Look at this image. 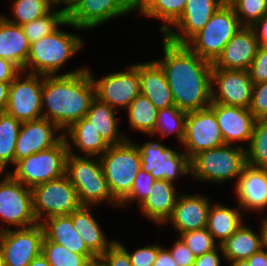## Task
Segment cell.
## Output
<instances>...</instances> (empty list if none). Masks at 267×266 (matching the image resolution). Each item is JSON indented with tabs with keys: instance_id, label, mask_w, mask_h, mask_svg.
Listing matches in <instances>:
<instances>
[{
	"instance_id": "obj_12",
	"label": "cell",
	"mask_w": 267,
	"mask_h": 266,
	"mask_svg": "<svg viewBox=\"0 0 267 266\" xmlns=\"http://www.w3.org/2000/svg\"><path fill=\"white\" fill-rule=\"evenodd\" d=\"M44 230L40 223L30 227L4 230L0 266H28L42 253Z\"/></svg>"
},
{
	"instance_id": "obj_58",
	"label": "cell",
	"mask_w": 267,
	"mask_h": 266,
	"mask_svg": "<svg viewBox=\"0 0 267 266\" xmlns=\"http://www.w3.org/2000/svg\"><path fill=\"white\" fill-rule=\"evenodd\" d=\"M28 266H51L46 257L41 253L37 257H35L29 264Z\"/></svg>"
},
{
	"instance_id": "obj_43",
	"label": "cell",
	"mask_w": 267,
	"mask_h": 266,
	"mask_svg": "<svg viewBox=\"0 0 267 266\" xmlns=\"http://www.w3.org/2000/svg\"><path fill=\"white\" fill-rule=\"evenodd\" d=\"M154 181L155 179L153 178L151 173L140 169L134 179L130 193L120 202V206H126L125 203H127L128 201H130L129 203H133L135 199H137L139 205H141L148 197Z\"/></svg>"
},
{
	"instance_id": "obj_14",
	"label": "cell",
	"mask_w": 267,
	"mask_h": 266,
	"mask_svg": "<svg viewBox=\"0 0 267 266\" xmlns=\"http://www.w3.org/2000/svg\"><path fill=\"white\" fill-rule=\"evenodd\" d=\"M182 144L190 160L200 152L225 144L215 113L209 107L187 112Z\"/></svg>"
},
{
	"instance_id": "obj_46",
	"label": "cell",
	"mask_w": 267,
	"mask_h": 266,
	"mask_svg": "<svg viewBox=\"0 0 267 266\" xmlns=\"http://www.w3.org/2000/svg\"><path fill=\"white\" fill-rule=\"evenodd\" d=\"M248 71L253 84L267 81V47H259Z\"/></svg>"
},
{
	"instance_id": "obj_23",
	"label": "cell",
	"mask_w": 267,
	"mask_h": 266,
	"mask_svg": "<svg viewBox=\"0 0 267 266\" xmlns=\"http://www.w3.org/2000/svg\"><path fill=\"white\" fill-rule=\"evenodd\" d=\"M127 13L117 0H81L67 20L76 29H92Z\"/></svg>"
},
{
	"instance_id": "obj_10",
	"label": "cell",
	"mask_w": 267,
	"mask_h": 266,
	"mask_svg": "<svg viewBox=\"0 0 267 266\" xmlns=\"http://www.w3.org/2000/svg\"><path fill=\"white\" fill-rule=\"evenodd\" d=\"M0 217L7 225L18 228L38 223L33 212L32 189L15 180L9 173L0 182Z\"/></svg>"
},
{
	"instance_id": "obj_41",
	"label": "cell",
	"mask_w": 267,
	"mask_h": 266,
	"mask_svg": "<svg viewBox=\"0 0 267 266\" xmlns=\"http://www.w3.org/2000/svg\"><path fill=\"white\" fill-rule=\"evenodd\" d=\"M228 3L233 7L242 26L251 27L267 13V0H230Z\"/></svg>"
},
{
	"instance_id": "obj_52",
	"label": "cell",
	"mask_w": 267,
	"mask_h": 266,
	"mask_svg": "<svg viewBox=\"0 0 267 266\" xmlns=\"http://www.w3.org/2000/svg\"><path fill=\"white\" fill-rule=\"evenodd\" d=\"M153 266H178V264L173 260L168 249L161 248Z\"/></svg>"
},
{
	"instance_id": "obj_28",
	"label": "cell",
	"mask_w": 267,
	"mask_h": 266,
	"mask_svg": "<svg viewBox=\"0 0 267 266\" xmlns=\"http://www.w3.org/2000/svg\"><path fill=\"white\" fill-rule=\"evenodd\" d=\"M90 211L89 206H81L69 216L72 218L73 226L81 235L87 248L95 256H102L114 241L108 243L99 223L93 218Z\"/></svg>"
},
{
	"instance_id": "obj_8",
	"label": "cell",
	"mask_w": 267,
	"mask_h": 266,
	"mask_svg": "<svg viewBox=\"0 0 267 266\" xmlns=\"http://www.w3.org/2000/svg\"><path fill=\"white\" fill-rule=\"evenodd\" d=\"M67 140L64 136L53 147L17 161L14 173L9 174L30 189L63 176L68 154Z\"/></svg>"
},
{
	"instance_id": "obj_16",
	"label": "cell",
	"mask_w": 267,
	"mask_h": 266,
	"mask_svg": "<svg viewBox=\"0 0 267 266\" xmlns=\"http://www.w3.org/2000/svg\"><path fill=\"white\" fill-rule=\"evenodd\" d=\"M214 85H217L219 93L213 89ZM253 85L247 70L213 68L211 103L249 108Z\"/></svg>"
},
{
	"instance_id": "obj_9",
	"label": "cell",
	"mask_w": 267,
	"mask_h": 266,
	"mask_svg": "<svg viewBox=\"0 0 267 266\" xmlns=\"http://www.w3.org/2000/svg\"><path fill=\"white\" fill-rule=\"evenodd\" d=\"M32 193L33 212L38 223L48 217L70 215L82 206L77 190L66 174L35 186ZM43 213L45 217H42Z\"/></svg>"
},
{
	"instance_id": "obj_45",
	"label": "cell",
	"mask_w": 267,
	"mask_h": 266,
	"mask_svg": "<svg viewBox=\"0 0 267 266\" xmlns=\"http://www.w3.org/2000/svg\"><path fill=\"white\" fill-rule=\"evenodd\" d=\"M117 243L128 253L132 266H153L158 257V251L162 248L159 245H148L129 253L121 243L118 241Z\"/></svg>"
},
{
	"instance_id": "obj_47",
	"label": "cell",
	"mask_w": 267,
	"mask_h": 266,
	"mask_svg": "<svg viewBox=\"0 0 267 266\" xmlns=\"http://www.w3.org/2000/svg\"><path fill=\"white\" fill-rule=\"evenodd\" d=\"M108 266H132L128 253L116 242L103 253Z\"/></svg>"
},
{
	"instance_id": "obj_6",
	"label": "cell",
	"mask_w": 267,
	"mask_h": 266,
	"mask_svg": "<svg viewBox=\"0 0 267 266\" xmlns=\"http://www.w3.org/2000/svg\"><path fill=\"white\" fill-rule=\"evenodd\" d=\"M241 27L233 7L225 2L185 45L202 59L213 63Z\"/></svg>"
},
{
	"instance_id": "obj_17",
	"label": "cell",
	"mask_w": 267,
	"mask_h": 266,
	"mask_svg": "<svg viewBox=\"0 0 267 266\" xmlns=\"http://www.w3.org/2000/svg\"><path fill=\"white\" fill-rule=\"evenodd\" d=\"M224 0H187L182 16L173 24L179 32L169 28L162 36L175 44H186L204 28Z\"/></svg>"
},
{
	"instance_id": "obj_53",
	"label": "cell",
	"mask_w": 267,
	"mask_h": 266,
	"mask_svg": "<svg viewBox=\"0 0 267 266\" xmlns=\"http://www.w3.org/2000/svg\"><path fill=\"white\" fill-rule=\"evenodd\" d=\"M81 0H50L51 7L54 5H59L60 3L65 4L66 7L60 9L59 11L62 12L66 17H68L79 5Z\"/></svg>"
},
{
	"instance_id": "obj_44",
	"label": "cell",
	"mask_w": 267,
	"mask_h": 266,
	"mask_svg": "<svg viewBox=\"0 0 267 266\" xmlns=\"http://www.w3.org/2000/svg\"><path fill=\"white\" fill-rule=\"evenodd\" d=\"M248 109L256 119H267V81L253 85Z\"/></svg>"
},
{
	"instance_id": "obj_29",
	"label": "cell",
	"mask_w": 267,
	"mask_h": 266,
	"mask_svg": "<svg viewBox=\"0 0 267 266\" xmlns=\"http://www.w3.org/2000/svg\"><path fill=\"white\" fill-rule=\"evenodd\" d=\"M115 110L95 97L91 102L90 109L85 115V118L91 123V126L101 134L109 146L122 143L128 139V137H124L118 132Z\"/></svg>"
},
{
	"instance_id": "obj_15",
	"label": "cell",
	"mask_w": 267,
	"mask_h": 266,
	"mask_svg": "<svg viewBox=\"0 0 267 266\" xmlns=\"http://www.w3.org/2000/svg\"><path fill=\"white\" fill-rule=\"evenodd\" d=\"M95 97L112 108H128L140 94L139 64L128 67L127 71L112 73L95 80Z\"/></svg>"
},
{
	"instance_id": "obj_61",
	"label": "cell",
	"mask_w": 267,
	"mask_h": 266,
	"mask_svg": "<svg viewBox=\"0 0 267 266\" xmlns=\"http://www.w3.org/2000/svg\"><path fill=\"white\" fill-rule=\"evenodd\" d=\"M152 0H139V13L151 2Z\"/></svg>"
},
{
	"instance_id": "obj_51",
	"label": "cell",
	"mask_w": 267,
	"mask_h": 266,
	"mask_svg": "<svg viewBox=\"0 0 267 266\" xmlns=\"http://www.w3.org/2000/svg\"><path fill=\"white\" fill-rule=\"evenodd\" d=\"M251 28L255 33L259 45L267 47V13L264 14L258 21H256Z\"/></svg>"
},
{
	"instance_id": "obj_19",
	"label": "cell",
	"mask_w": 267,
	"mask_h": 266,
	"mask_svg": "<svg viewBox=\"0 0 267 266\" xmlns=\"http://www.w3.org/2000/svg\"><path fill=\"white\" fill-rule=\"evenodd\" d=\"M59 130L46 118L23 122L15 145V163L56 145L64 137L63 134L55 135L54 132Z\"/></svg>"
},
{
	"instance_id": "obj_27",
	"label": "cell",
	"mask_w": 267,
	"mask_h": 266,
	"mask_svg": "<svg viewBox=\"0 0 267 266\" xmlns=\"http://www.w3.org/2000/svg\"><path fill=\"white\" fill-rule=\"evenodd\" d=\"M40 224L43 227L45 238L50 241L66 247L73 253L94 255L74 228L69 215L48 217Z\"/></svg>"
},
{
	"instance_id": "obj_35",
	"label": "cell",
	"mask_w": 267,
	"mask_h": 266,
	"mask_svg": "<svg viewBox=\"0 0 267 266\" xmlns=\"http://www.w3.org/2000/svg\"><path fill=\"white\" fill-rule=\"evenodd\" d=\"M186 3L187 0H152L140 14L166 22L160 26L164 34L182 16Z\"/></svg>"
},
{
	"instance_id": "obj_62",
	"label": "cell",
	"mask_w": 267,
	"mask_h": 266,
	"mask_svg": "<svg viewBox=\"0 0 267 266\" xmlns=\"http://www.w3.org/2000/svg\"><path fill=\"white\" fill-rule=\"evenodd\" d=\"M4 230H6L5 227H1L0 228V256H1V247H2L1 242H2V239H3Z\"/></svg>"
},
{
	"instance_id": "obj_4",
	"label": "cell",
	"mask_w": 267,
	"mask_h": 266,
	"mask_svg": "<svg viewBox=\"0 0 267 266\" xmlns=\"http://www.w3.org/2000/svg\"><path fill=\"white\" fill-rule=\"evenodd\" d=\"M82 46L79 36L57 29L54 33L30 44L26 66L22 71L26 72L32 67L30 73L57 75L64 63Z\"/></svg>"
},
{
	"instance_id": "obj_36",
	"label": "cell",
	"mask_w": 267,
	"mask_h": 266,
	"mask_svg": "<svg viewBox=\"0 0 267 266\" xmlns=\"http://www.w3.org/2000/svg\"><path fill=\"white\" fill-rule=\"evenodd\" d=\"M186 115L187 112L176 105L158 110L155 129L151 135H156L158 132L163 137L175 132V136L183 143Z\"/></svg>"
},
{
	"instance_id": "obj_7",
	"label": "cell",
	"mask_w": 267,
	"mask_h": 266,
	"mask_svg": "<svg viewBox=\"0 0 267 266\" xmlns=\"http://www.w3.org/2000/svg\"><path fill=\"white\" fill-rule=\"evenodd\" d=\"M190 165L192 176L199 181L238 180L246 165V148L224 144L196 154Z\"/></svg>"
},
{
	"instance_id": "obj_60",
	"label": "cell",
	"mask_w": 267,
	"mask_h": 266,
	"mask_svg": "<svg viewBox=\"0 0 267 266\" xmlns=\"http://www.w3.org/2000/svg\"><path fill=\"white\" fill-rule=\"evenodd\" d=\"M230 263V266H250L247 260L232 261Z\"/></svg>"
},
{
	"instance_id": "obj_42",
	"label": "cell",
	"mask_w": 267,
	"mask_h": 266,
	"mask_svg": "<svg viewBox=\"0 0 267 266\" xmlns=\"http://www.w3.org/2000/svg\"><path fill=\"white\" fill-rule=\"evenodd\" d=\"M184 244L194 253L196 257L208 253L218 246L207 228L189 231L178 235Z\"/></svg>"
},
{
	"instance_id": "obj_55",
	"label": "cell",
	"mask_w": 267,
	"mask_h": 266,
	"mask_svg": "<svg viewBox=\"0 0 267 266\" xmlns=\"http://www.w3.org/2000/svg\"><path fill=\"white\" fill-rule=\"evenodd\" d=\"M10 83L0 81V112L5 111L8 104Z\"/></svg>"
},
{
	"instance_id": "obj_57",
	"label": "cell",
	"mask_w": 267,
	"mask_h": 266,
	"mask_svg": "<svg viewBox=\"0 0 267 266\" xmlns=\"http://www.w3.org/2000/svg\"><path fill=\"white\" fill-rule=\"evenodd\" d=\"M260 236L262 249L267 250V217L262 222Z\"/></svg>"
},
{
	"instance_id": "obj_33",
	"label": "cell",
	"mask_w": 267,
	"mask_h": 266,
	"mask_svg": "<svg viewBox=\"0 0 267 266\" xmlns=\"http://www.w3.org/2000/svg\"><path fill=\"white\" fill-rule=\"evenodd\" d=\"M21 125L22 122L5 111L0 112V173L9 163L15 165V145Z\"/></svg>"
},
{
	"instance_id": "obj_50",
	"label": "cell",
	"mask_w": 267,
	"mask_h": 266,
	"mask_svg": "<svg viewBox=\"0 0 267 266\" xmlns=\"http://www.w3.org/2000/svg\"><path fill=\"white\" fill-rule=\"evenodd\" d=\"M222 250L221 245L216 249L204 253L202 256L196 257L194 266H220V255L218 251Z\"/></svg>"
},
{
	"instance_id": "obj_26",
	"label": "cell",
	"mask_w": 267,
	"mask_h": 266,
	"mask_svg": "<svg viewBox=\"0 0 267 266\" xmlns=\"http://www.w3.org/2000/svg\"><path fill=\"white\" fill-rule=\"evenodd\" d=\"M30 43L20 25L0 16V58L13 62L21 71L25 68Z\"/></svg>"
},
{
	"instance_id": "obj_38",
	"label": "cell",
	"mask_w": 267,
	"mask_h": 266,
	"mask_svg": "<svg viewBox=\"0 0 267 266\" xmlns=\"http://www.w3.org/2000/svg\"><path fill=\"white\" fill-rule=\"evenodd\" d=\"M246 149V164L259 168H267V119H256Z\"/></svg>"
},
{
	"instance_id": "obj_18",
	"label": "cell",
	"mask_w": 267,
	"mask_h": 266,
	"mask_svg": "<svg viewBox=\"0 0 267 266\" xmlns=\"http://www.w3.org/2000/svg\"><path fill=\"white\" fill-rule=\"evenodd\" d=\"M259 42L251 27L242 26L212 63L213 68L249 70L259 50Z\"/></svg>"
},
{
	"instance_id": "obj_3",
	"label": "cell",
	"mask_w": 267,
	"mask_h": 266,
	"mask_svg": "<svg viewBox=\"0 0 267 266\" xmlns=\"http://www.w3.org/2000/svg\"><path fill=\"white\" fill-rule=\"evenodd\" d=\"M68 154L66 157L65 174L77 190L82 206L97 205L108 201L114 206L120 203L113 197L103 172L100 158L91 160L90 156H79L71 151V143L67 141Z\"/></svg>"
},
{
	"instance_id": "obj_24",
	"label": "cell",
	"mask_w": 267,
	"mask_h": 266,
	"mask_svg": "<svg viewBox=\"0 0 267 266\" xmlns=\"http://www.w3.org/2000/svg\"><path fill=\"white\" fill-rule=\"evenodd\" d=\"M140 93L158 109L174 106L175 101L165 73L156 61L139 64Z\"/></svg>"
},
{
	"instance_id": "obj_40",
	"label": "cell",
	"mask_w": 267,
	"mask_h": 266,
	"mask_svg": "<svg viewBox=\"0 0 267 266\" xmlns=\"http://www.w3.org/2000/svg\"><path fill=\"white\" fill-rule=\"evenodd\" d=\"M52 11L50 0H13L12 12L14 19L7 21L16 25H23L39 19Z\"/></svg>"
},
{
	"instance_id": "obj_5",
	"label": "cell",
	"mask_w": 267,
	"mask_h": 266,
	"mask_svg": "<svg viewBox=\"0 0 267 266\" xmlns=\"http://www.w3.org/2000/svg\"><path fill=\"white\" fill-rule=\"evenodd\" d=\"M113 197L120 203L131 191L141 169V158L136 144L129 139L109 146L99 157Z\"/></svg>"
},
{
	"instance_id": "obj_30",
	"label": "cell",
	"mask_w": 267,
	"mask_h": 266,
	"mask_svg": "<svg viewBox=\"0 0 267 266\" xmlns=\"http://www.w3.org/2000/svg\"><path fill=\"white\" fill-rule=\"evenodd\" d=\"M220 251L226 260L238 261L247 260L253 254L258 252L261 246V236L253 232V230L243 224L221 244Z\"/></svg>"
},
{
	"instance_id": "obj_22",
	"label": "cell",
	"mask_w": 267,
	"mask_h": 266,
	"mask_svg": "<svg viewBox=\"0 0 267 266\" xmlns=\"http://www.w3.org/2000/svg\"><path fill=\"white\" fill-rule=\"evenodd\" d=\"M235 184L241 209L262 211L267 207V168L246 164Z\"/></svg>"
},
{
	"instance_id": "obj_37",
	"label": "cell",
	"mask_w": 267,
	"mask_h": 266,
	"mask_svg": "<svg viewBox=\"0 0 267 266\" xmlns=\"http://www.w3.org/2000/svg\"><path fill=\"white\" fill-rule=\"evenodd\" d=\"M60 25L72 26V23L67 20V17L62 12L55 10L39 19L25 23L21 27L31 44L44 36L54 33Z\"/></svg>"
},
{
	"instance_id": "obj_59",
	"label": "cell",
	"mask_w": 267,
	"mask_h": 266,
	"mask_svg": "<svg viewBox=\"0 0 267 266\" xmlns=\"http://www.w3.org/2000/svg\"><path fill=\"white\" fill-rule=\"evenodd\" d=\"M85 266H108V264L102 256H95L88 259Z\"/></svg>"
},
{
	"instance_id": "obj_32",
	"label": "cell",
	"mask_w": 267,
	"mask_h": 266,
	"mask_svg": "<svg viewBox=\"0 0 267 266\" xmlns=\"http://www.w3.org/2000/svg\"><path fill=\"white\" fill-rule=\"evenodd\" d=\"M211 205L214 206L209 208L207 229L221 245L242 225L241 208L232 209L217 203Z\"/></svg>"
},
{
	"instance_id": "obj_39",
	"label": "cell",
	"mask_w": 267,
	"mask_h": 266,
	"mask_svg": "<svg viewBox=\"0 0 267 266\" xmlns=\"http://www.w3.org/2000/svg\"><path fill=\"white\" fill-rule=\"evenodd\" d=\"M42 254L51 266H85L88 259L95 257V255L73 253L45 237L42 243Z\"/></svg>"
},
{
	"instance_id": "obj_31",
	"label": "cell",
	"mask_w": 267,
	"mask_h": 266,
	"mask_svg": "<svg viewBox=\"0 0 267 266\" xmlns=\"http://www.w3.org/2000/svg\"><path fill=\"white\" fill-rule=\"evenodd\" d=\"M65 132L67 134L63 133V135L69 136L71 142L83 154L85 153V156L100 157L109 148L101 134L91 126V123L86 118L76 121Z\"/></svg>"
},
{
	"instance_id": "obj_34",
	"label": "cell",
	"mask_w": 267,
	"mask_h": 266,
	"mask_svg": "<svg viewBox=\"0 0 267 266\" xmlns=\"http://www.w3.org/2000/svg\"><path fill=\"white\" fill-rule=\"evenodd\" d=\"M129 125L134 130L146 134H152L158 115V109L154 104L141 93L129 104L127 108Z\"/></svg>"
},
{
	"instance_id": "obj_21",
	"label": "cell",
	"mask_w": 267,
	"mask_h": 266,
	"mask_svg": "<svg viewBox=\"0 0 267 266\" xmlns=\"http://www.w3.org/2000/svg\"><path fill=\"white\" fill-rule=\"evenodd\" d=\"M209 203L208 196L182 194L166 222H171L180 234L207 228Z\"/></svg>"
},
{
	"instance_id": "obj_48",
	"label": "cell",
	"mask_w": 267,
	"mask_h": 266,
	"mask_svg": "<svg viewBox=\"0 0 267 266\" xmlns=\"http://www.w3.org/2000/svg\"><path fill=\"white\" fill-rule=\"evenodd\" d=\"M168 250L178 266H194L196 256L180 238L175 242L174 246Z\"/></svg>"
},
{
	"instance_id": "obj_13",
	"label": "cell",
	"mask_w": 267,
	"mask_h": 266,
	"mask_svg": "<svg viewBox=\"0 0 267 266\" xmlns=\"http://www.w3.org/2000/svg\"><path fill=\"white\" fill-rule=\"evenodd\" d=\"M141 169L155 180L173 182L179 174L191 173L190 159L185 152L177 153L160 142H146L138 146Z\"/></svg>"
},
{
	"instance_id": "obj_2",
	"label": "cell",
	"mask_w": 267,
	"mask_h": 266,
	"mask_svg": "<svg viewBox=\"0 0 267 266\" xmlns=\"http://www.w3.org/2000/svg\"><path fill=\"white\" fill-rule=\"evenodd\" d=\"M42 77V109H47L42 111L43 118L53 122L61 131L85 118L95 99L92 74L87 68Z\"/></svg>"
},
{
	"instance_id": "obj_54",
	"label": "cell",
	"mask_w": 267,
	"mask_h": 266,
	"mask_svg": "<svg viewBox=\"0 0 267 266\" xmlns=\"http://www.w3.org/2000/svg\"><path fill=\"white\" fill-rule=\"evenodd\" d=\"M250 266H267V250L260 249L247 259Z\"/></svg>"
},
{
	"instance_id": "obj_20",
	"label": "cell",
	"mask_w": 267,
	"mask_h": 266,
	"mask_svg": "<svg viewBox=\"0 0 267 266\" xmlns=\"http://www.w3.org/2000/svg\"><path fill=\"white\" fill-rule=\"evenodd\" d=\"M209 108L215 113L225 144L235 141L250 143L256 118L248 108L211 103Z\"/></svg>"
},
{
	"instance_id": "obj_56",
	"label": "cell",
	"mask_w": 267,
	"mask_h": 266,
	"mask_svg": "<svg viewBox=\"0 0 267 266\" xmlns=\"http://www.w3.org/2000/svg\"><path fill=\"white\" fill-rule=\"evenodd\" d=\"M128 12L139 11V0H117Z\"/></svg>"
},
{
	"instance_id": "obj_1",
	"label": "cell",
	"mask_w": 267,
	"mask_h": 266,
	"mask_svg": "<svg viewBox=\"0 0 267 266\" xmlns=\"http://www.w3.org/2000/svg\"><path fill=\"white\" fill-rule=\"evenodd\" d=\"M163 69L175 105L185 112L208 108L211 104L212 63L193 53L185 44L163 38Z\"/></svg>"
},
{
	"instance_id": "obj_11",
	"label": "cell",
	"mask_w": 267,
	"mask_h": 266,
	"mask_svg": "<svg viewBox=\"0 0 267 266\" xmlns=\"http://www.w3.org/2000/svg\"><path fill=\"white\" fill-rule=\"evenodd\" d=\"M21 71L10 83L8 104L5 112L20 122H28L43 118L42 116V81L43 75L27 73L22 79ZM21 77V78H20Z\"/></svg>"
},
{
	"instance_id": "obj_49",
	"label": "cell",
	"mask_w": 267,
	"mask_h": 266,
	"mask_svg": "<svg viewBox=\"0 0 267 266\" xmlns=\"http://www.w3.org/2000/svg\"><path fill=\"white\" fill-rule=\"evenodd\" d=\"M20 72L13 62L0 58V81L11 83Z\"/></svg>"
},
{
	"instance_id": "obj_25",
	"label": "cell",
	"mask_w": 267,
	"mask_h": 266,
	"mask_svg": "<svg viewBox=\"0 0 267 266\" xmlns=\"http://www.w3.org/2000/svg\"><path fill=\"white\" fill-rule=\"evenodd\" d=\"M173 182L155 180L148 197L140 205L141 212L156 224H165L174 210L177 194Z\"/></svg>"
}]
</instances>
